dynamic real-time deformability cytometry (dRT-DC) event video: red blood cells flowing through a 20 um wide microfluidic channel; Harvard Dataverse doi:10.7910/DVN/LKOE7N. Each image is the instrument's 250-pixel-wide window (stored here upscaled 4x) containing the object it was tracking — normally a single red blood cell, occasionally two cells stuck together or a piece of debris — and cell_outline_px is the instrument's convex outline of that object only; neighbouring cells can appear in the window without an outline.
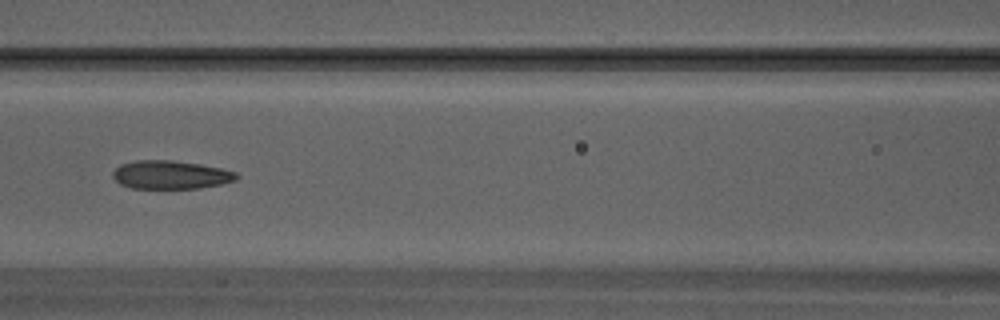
{"species": "Egyptian fruit bat (a non-hibernating species)", "species_latin": "Rousettus aegyptiacus", "temperature_condition": "warm", "stored_images_in_passage": 16, "camera_frame_rate_fps": 3000, "um_per_image_px": 0.085, "animal": {"sex": "male"}, "frame": {"image": 1, "passage_image": 7, "time_ms": 2.0, "image_size_px": [1000, 320], "cell_outline_px": [[240, 176], [236, 180], [220, 184], [200, 188], [132, 188], [120, 184], [112, 176], [112, 172], [120, 164], [136, 160], [172, 160], [200, 164], [220, 168], [236, 172]], "centroid_in_image_um": [14.5, 14.85], "position_along_channel_um": 152.1, "area_um2": 20.46}}
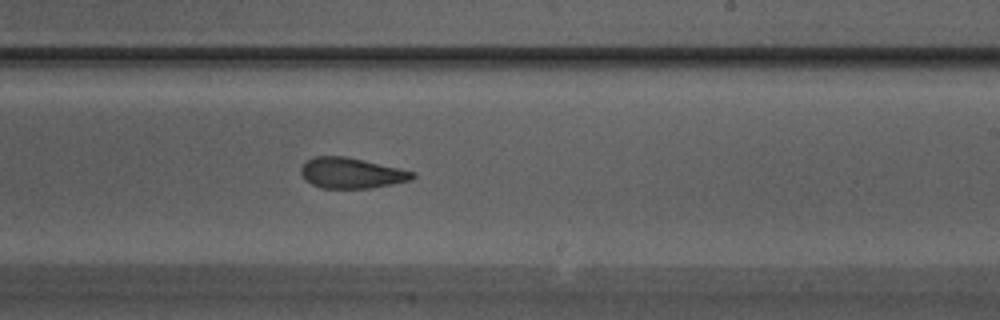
{"frame": {"image": 2, "passage_image": 12, "time_ms": 3.667, "image_size_px": [1000, 320], "cell_outline_px": [[416, 176], [412, 180], [372, 188], [320, 188], [304, 180], [300, 172], [300, 168], [308, 160], [316, 156], [344, 156], [364, 160], [400, 168], [416, 172]], "centroid_in_image_um": [29.89, 14.71], "position_along_channel_um": 259.1, "area_um2": 20.0}}